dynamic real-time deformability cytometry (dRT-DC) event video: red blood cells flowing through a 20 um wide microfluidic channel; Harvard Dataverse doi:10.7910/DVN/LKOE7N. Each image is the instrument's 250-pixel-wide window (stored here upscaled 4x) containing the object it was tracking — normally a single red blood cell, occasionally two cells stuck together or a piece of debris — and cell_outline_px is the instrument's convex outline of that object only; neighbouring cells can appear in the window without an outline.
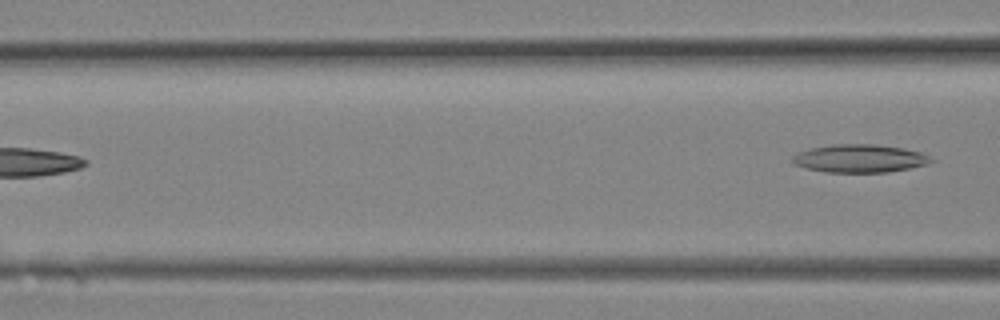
{"species": "Egyptian fruit bat (a non-hibernating species)", "species_latin": "Rousettus aegyptiacus", "temperature_condition": "room temperature", "stored_images_in_passage": 5, "segment_of_instrument_passage": [2, 2], "camera_frame_rate_fps": 3000, "um_per_image_px": 0.085, "animal": {"sex": "female"}, "frame": {"image": 1, "passage_image": 5, "time_ms": 1.333, "image_size_px": [1000, 320], "cell_outline_px": [[936, 160], [928, 164], [888, 172], [824, 172], [804, 168], [792, 164], [788, 160], [796, 152], [812, 148], [832, 144], [872, 144], [904, 148], [920, 152]], "centroid_in_image_um": [73.0, 13.47], "position_along_channel_um": 93.6, "area_um2": 22.89}}